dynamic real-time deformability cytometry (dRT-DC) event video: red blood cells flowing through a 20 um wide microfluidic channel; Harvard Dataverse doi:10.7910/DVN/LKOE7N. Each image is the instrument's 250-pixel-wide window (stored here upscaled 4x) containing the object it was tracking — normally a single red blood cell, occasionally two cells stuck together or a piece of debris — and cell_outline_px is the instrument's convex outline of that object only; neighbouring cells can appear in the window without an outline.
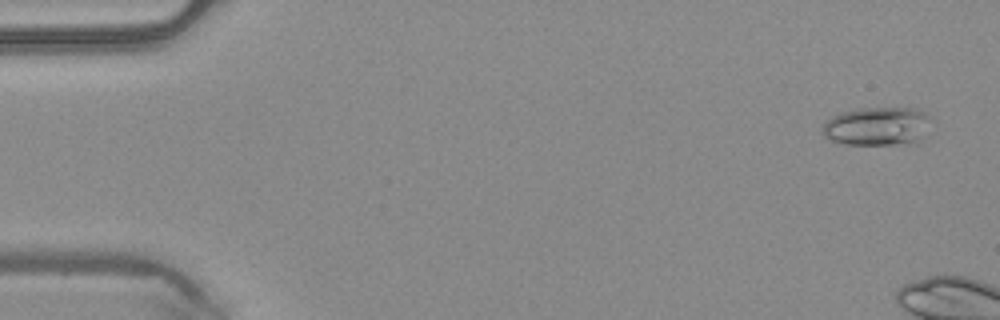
{"species": "common noctule bat (a hibernating species)", "species_latin": "Nyctalus noctula", "temperature_condition": "warm", "stored_images_in_passage": 7, "camera_frame_rate_fps": 3000, "um_per_image_px": 0.085, "animal": {"sex": "male", "body_mass_g": 20.4}, "frame": {"image": 1, "passage_image": 3, "time_ms": 0.667, "image_size_px": [1000, 320], "cell_outline_px": [[928, 116], [924, 136], [920, 144], [844, 144], [832, 140], [824, 136], [820, 132], [824, 124], [832, 116], [840, 112], [856, 108], [912, 108], [924, 112]], "centroid_in_image_um": [74.53, 10.74], "position_along_channel_um": 10.5, "area_um2": 24.45}}